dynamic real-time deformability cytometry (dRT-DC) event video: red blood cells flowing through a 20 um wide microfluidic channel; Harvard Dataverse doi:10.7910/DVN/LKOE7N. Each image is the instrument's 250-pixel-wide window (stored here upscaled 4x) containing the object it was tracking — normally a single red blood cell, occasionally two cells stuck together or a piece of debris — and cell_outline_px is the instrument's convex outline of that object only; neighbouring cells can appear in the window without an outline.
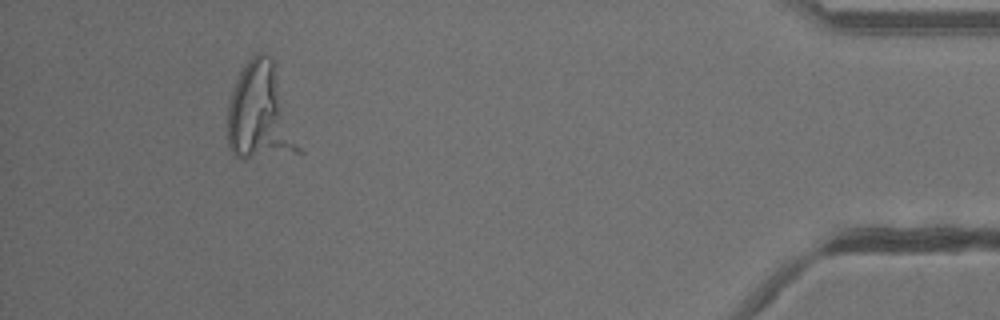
{"species": "common noctule bat (a hibernating species)", "species_latin": "Nyctalus noctula", "temperature_condition": "warm", "stored_images_in_passage": 30, "segment_of_instrument_passage": [2, 2], "camera_frame_rate_fps": 3000, "um_per_image_px": 0.085, "animal": {"sex": "male", "body_mass_g": 13.3}, "frame": {"image": 1, "passage_image": 30, "time_ms": 9.667, "image_size_px": [1000, 320], "cell_outline_px": [[304, 152], [244, 160], [232, 156], [228, 144], [228, 104], [236, 80], [240, 72], [248, 60], [256, 52], [264, 52], [272, 60]], "centroid_in_image_um": [22.13, 9.67], "position_along_channel_um": 413.1, "area_um2": 40.34}}